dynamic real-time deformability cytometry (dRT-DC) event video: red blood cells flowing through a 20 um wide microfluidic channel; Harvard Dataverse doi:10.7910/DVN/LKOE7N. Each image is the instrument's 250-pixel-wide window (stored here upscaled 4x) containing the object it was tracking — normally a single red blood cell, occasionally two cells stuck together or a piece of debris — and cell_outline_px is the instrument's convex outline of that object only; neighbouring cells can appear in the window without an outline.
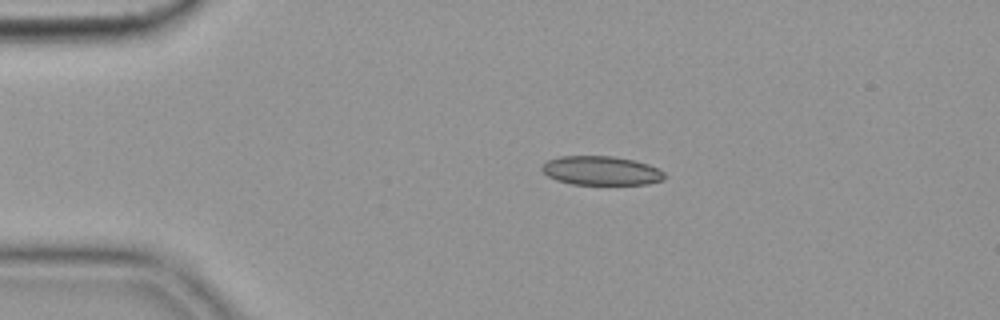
{"species": "common noctule bat (a hibernating species)", "species_latin": "Nyctalus noctula", "temperature_condition": "cold", "stored_images_in_passage": 55, "camera_frame_rate_fps": 3000, "um_per_image_px": 0.085, "animal": {"sex": "female", "body_mass_g": 19.9}, "frame": {"image": 1, "passage_image": 11, "time_ms": 3.333, "image_size_px": [1000, 320], "cell_outline_px": [[664, 180], [648, 184], [572, 184], [556, 180], [548, 176], [540, 168], [548, 160], [560, 156], [612, 156], [636, 160], [648, 164], [664, 172]], "centroid_in_image_um": [51.1, 14.5], "position_along_channel_um": 33.9, "area_um2": 20.69}}
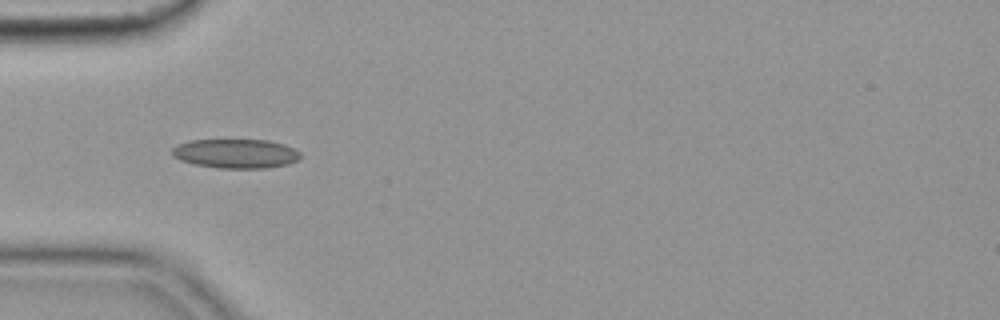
{"frame": {"image": 2, "passage_image": 17, "time_ms": 5.333, "image_size_px": [1000, 320], "cell_outline_px": [[300, 160], [288, 164], [264, 168], [220, 168], [196, 164], [180, 160], [172, 156], [172, 148], [176, 144], [188, 140], [268, 140], [284, 144], [300, 152]], "centroid_in_image_um": [20.03, 13.05], "position_along_channel_um": 65.0, "area_um2": 21.91}}
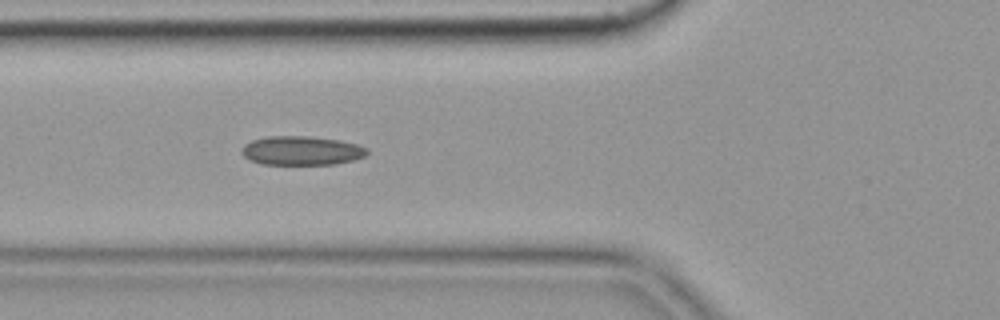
{"frame": {"image": 3, "passage_image": 20, "time_ms": 6.333, "image_size_px": [1000, 320], "cell_outline_px": [[368, 152], [364, 156], [352, 160], [332, 164], [260, 164], [244, 156], [240, 152], [244, 144], [252, 140], [268, 136], [308, 136], [340, 140], [356, 144], [368, 148]], "centroid_in_image_um": [25.61, 12.79], "position_along_channel_um": 100.2, "area_um2": 21.1}, "authors_computed_cell_mechanics": {"area_um2": 20.808, "velocity_mm_per_s": 3.6374, "shape_relaxation_time_tau1_ms": null, "shape_relaxation_time_tau2_ms": 5.1727, "deformation_change_tau1": null, "deformation_change_tau2": 0.1098}}